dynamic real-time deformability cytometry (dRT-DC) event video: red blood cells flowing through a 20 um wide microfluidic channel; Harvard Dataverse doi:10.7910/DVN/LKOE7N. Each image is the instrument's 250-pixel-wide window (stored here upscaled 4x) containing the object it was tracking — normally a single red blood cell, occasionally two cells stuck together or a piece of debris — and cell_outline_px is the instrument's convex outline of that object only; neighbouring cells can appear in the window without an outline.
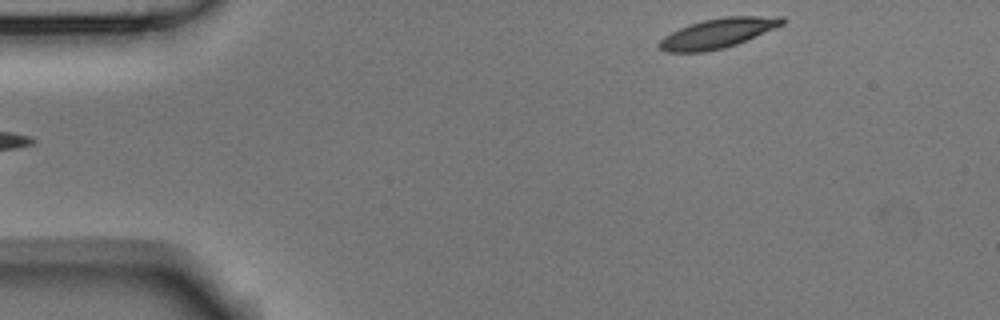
{"species": "Egyptian fruit bat (a non-hibernating species)", "species_latin": "Rousettus aegyptiacus", "temperature_condition": "room temperature", "stored_images_in_passage": 5, "segment_of_instrument_passage": [2, 2], "camera_frame_rate_fps": 3000, "um_per_image_px": 0.085, "animal": {"sex": "male"}, "frame": {"image": 1, "passage_image": 5, "time_ms": 1.333, "image_size_px": [1000, 320], "cell_outline_px": [[788, 20], [784, 24], [736, 44], [724, 48], [704, 52], [668, 52], [660, 48], [656, 44], [664, 36], [688, 24], [704, 20], [724, 16], [784, 16]], "centroid_in_image_um": [61.03, 2.81], "position_along_channel_um": 24.0, "area_um2": 21.27}}